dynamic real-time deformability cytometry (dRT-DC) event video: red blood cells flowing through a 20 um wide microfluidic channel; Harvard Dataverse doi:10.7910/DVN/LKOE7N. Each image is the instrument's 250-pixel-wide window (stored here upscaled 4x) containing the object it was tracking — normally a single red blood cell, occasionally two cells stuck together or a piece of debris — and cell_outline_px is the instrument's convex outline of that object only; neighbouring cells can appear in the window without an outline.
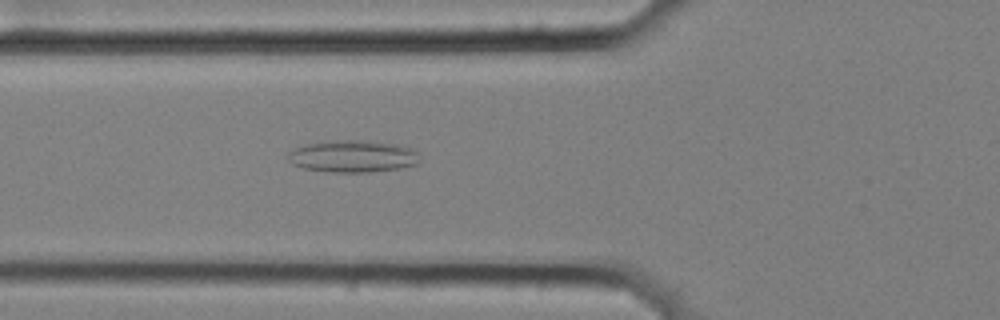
{"species": "common noctule bat (a hibernating species)", "species_latin": "Nyctalus noctula", "temperature_condition": "cold", "stored_images_in_passage": 3, "camera_frame_rate_fps": 3000, "um_per_image_px": 0.085, "animal": {"sex": "female", "body_mass_g": 25.1}, "frame": {"image": 1, "passage_image": 3, "time_ms": 0.667, "image_size_px": [1000, 320], "cell_outline_px": [[416, 164], [400, 168], [368, 172], [332, 172], [304, 168], [292, 164], [288, 160], [288, 152], [304, 144], [336, 140], [364, 140], [396, 144], [408, 148], [416, 152]], "centroid_in_image_um": [29.92, 13.28], "position_along_channel_um": 95.9, "area_um2": 24.28}}